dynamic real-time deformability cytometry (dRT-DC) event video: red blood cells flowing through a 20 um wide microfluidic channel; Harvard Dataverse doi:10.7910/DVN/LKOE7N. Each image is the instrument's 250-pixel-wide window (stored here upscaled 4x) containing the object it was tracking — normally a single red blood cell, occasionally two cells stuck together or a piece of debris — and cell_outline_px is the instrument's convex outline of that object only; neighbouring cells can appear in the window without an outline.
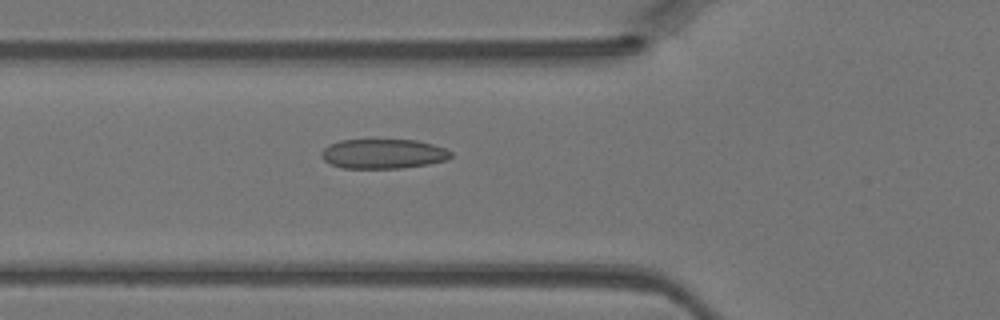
{"species": "Egyptian fruit bat (a non-hibernating species)", "species_latin": "Rousettus aegyptiacus", "temperature_condition": "warm", "stored_images_in_passage": 32, "camera_frame_rate_fps": 3000, "um_per_image_px": 0.085, "animal": {"sex": "female"}, "frame": {"image": 1, "passage_image": 4, "time_ms": 1.0, "image_size_px": [1000, 320], "cell_outline_px": [[452, 156], [448, 160], [428, 164], [400, 168], [344, 168], [332, 164], [324, 160], [320, 156], [320, 152], [328, 144], [340, 140], [416, 140], [432, 144], [444, 148], [452, 152]], "centroid_in_image_um": [32.56, 13.07], "position_along_channel_um": 93.2, "area_um2": 22.37}}
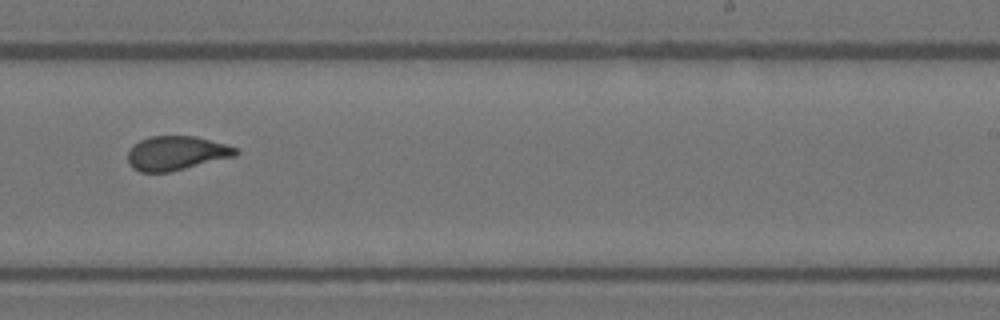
{"frame": {"image": 2, "passage_image": 16, "time_ms": 5.0, "image_size_px": [1000, 320], "cell_outline_px": [[240, 152], [236, 156], [168, 172], [140, 172], [132, 168], [128, 164], [128, 152], [140, 140], [148, 136], [196, 136], [224, 144], [236, 148]], "centroid_in_image_um": [14.98, 13.02], "position_along_channel_um": 274.0, "area_um2": 21.33}}
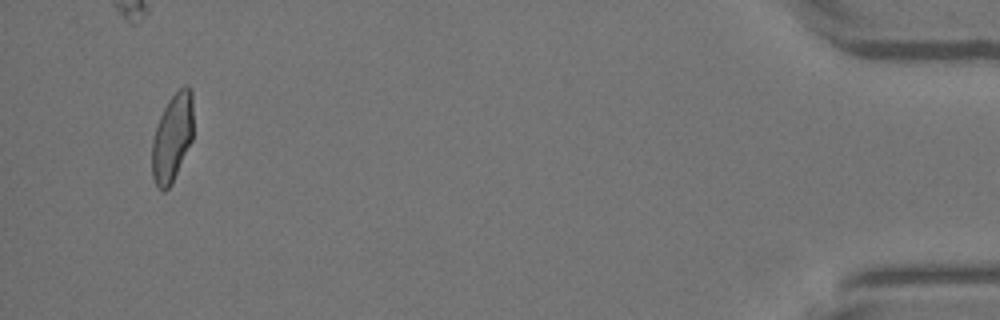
{"frame": {"image": 3, "passage_image": 31, "time_ms": 10.0, "image_size_px": [1000, 320], "cell_outline_px": [[192, 140], [172, 184], [164, 192], [156, 184], [152, 176], [152, 140], [160, 116], [168, 100], [184, 84], [188, 84], [192, 92]], "centroid_in_image_um": [14.64, 11.69], "position_along_channel_um": 420.6, "area_um2": 21.1}}